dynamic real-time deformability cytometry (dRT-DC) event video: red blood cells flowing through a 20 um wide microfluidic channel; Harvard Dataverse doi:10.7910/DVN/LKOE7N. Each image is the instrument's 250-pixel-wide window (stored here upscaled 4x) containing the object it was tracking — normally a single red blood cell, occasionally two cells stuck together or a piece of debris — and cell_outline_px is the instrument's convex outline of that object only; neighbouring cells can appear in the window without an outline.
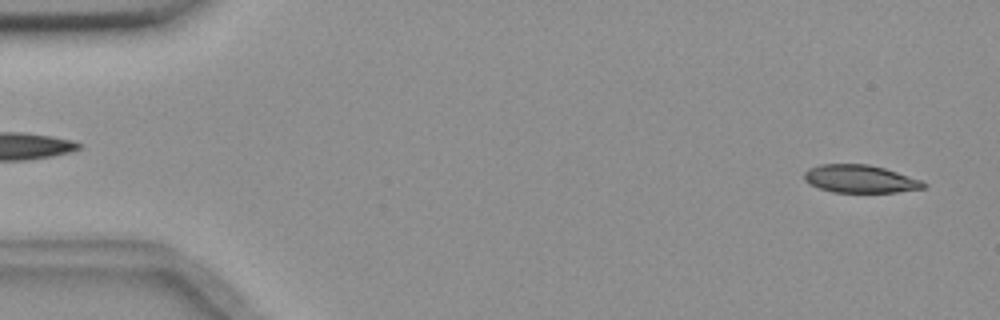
{"species": "common noctule bat (a hibernating species)", "species_latin": "Nyctalus noctula", "temperature_condition": "room temperature", "stored_images_in_passage": 15, "camera_frame_rate_fps": 3000, "um_per_image_px": 0.085, "animal": {"sex": "female", "body_mass_g": 18.4}, "frame": {"image": 1, "passage_image": 2, "time_ms": 0.333, "image_size_px": [1000, 320], "cell_outline_px": [[928, 184], [924, 188], [896, 192], [832, 192], [808, 184], [804, 180], [804, 172], [808, 168], [820, 164], [868, 164], [884, 168], [924, 180]], "centroid_in_image_um": [73.11, 15.2], "position_along_channel_um": 11.9, "area_um2": 19.54}}
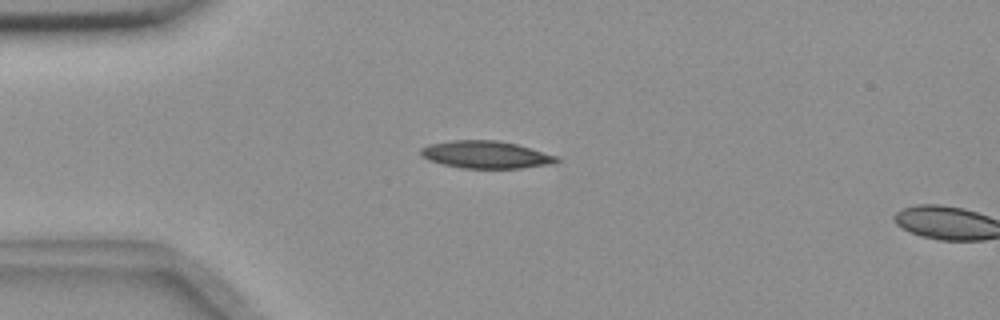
{"frame": {"image": 2, "passage_image": 13, "time_ms": 4.0, "image_size_px": [1000, 320], "cell_outline_px": [[560, 160], [552, 164], [520, 168], [460, 168], [428, 160], [420, 156], [420, 148], [428, 144], [452, 140], [496, 140], [516, 144], [556, 156]], "centroid_in_image_um": [41.24, 13.14], "position_along_channel_um": 43.8, "area_um2": 21.62}}